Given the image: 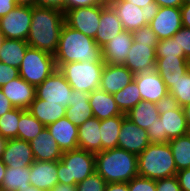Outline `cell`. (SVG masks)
Returning a JSON list of instances; mask_svg holds the SVG:
<instances>
[{
  "label": "cell",
  "instance_id": "cell-1",
  "mask_svg": "<svg viewBox=\"0 0 190 191\" xmlns=\"http://www.w3.org/2000/svg\"><path fill=\"white\" fill-rule=\"evenodd\" d=\"M65 23L64 12L46 7H32V22L26 39L29 47L54 55Z\"/></svg>",
  "mask_w": 190,
  "mask_h": 191
},
{
  "label": "cell",
  "instance_id": "cell-2",
  "mask_svg": "<svg viewBox=\"0 0 190 191\" xmlns=\"http://www.w3.org/2000/svg\"><path fill=\"white\" fill-rule=\"evenodd\" d=\"M54 59L57 69L69 62L105 63L102 48L95 40L64 23Z\"/></svg>",
  "mask_w": 190,
  "mask_h": 191
},
{
  "label": "cell",
  "instance_id": "cell-3",
  "mask_svg": "<svg viewBox=\"0 0 190 191\" xmlns=\"http://www.w3.org/2000/svg\"><path fill=\"white\" fill-rule=\"evenodd\" d=\"M95 169L106 183H127L138 176L137 155L113 148L95 154Z\"/></svg>",
  "mask_w": 190,
  "mask_h": 191
},
{
  "label": "cell",
  "instance_id": "cell-4",
  "mask_svg": "<svg viewBox=\"0 0 190 191\" xmlns=\"http://www.w3.org/2000/svg\"><path fill=\"white\" fill-rule=\"evenodd\" d=\"M138 175L153 180L176 175L177 168L169 143H150L137 155Z\"/></svg>",
  "mask_w": 190,
  "mask_h": 191
},
{
  "label": "cell",
  "instance_id": "cell-5",
  "mask_svg": "<svg viewBox=\"0 0 190 191\" xmlns=\"http://www.w3.org/2000/svg\"><path fill=\"white\" fill-rule=\"evenodd\" d=\"M95 171V154L80 148L63 152L57 161L58 183L77 185Z\"/></svg>",
  "mask_w": 190,
  "mask_h": 191
},
{
  "label": "cell",
  "instance_id": "cell-6",
  "mask_svg": "<svg viewBox=\"0 0 190 191\" xmlns=\"http://www.w3.org/2000/svg\"><path fill=\"white\" fill-rule=\"evenodd\" d=\"M108 4L121 20L124 30L129 32L148 25L159 10L153 0H111Z\"/></svg>",
  "mask_w": 190,
  "mask_h": 191
},
{
  "label": "cell",
  "instance_id": "cell-7",
  "mask_svg": "<svg viewBox=\"0 0 190 191\" xmlns=\"http://www.w3.org/2000/svg\"><path fill=\"white\" fill-rule=\"evenodd\" d=\"M105 63L69 62L58 70L64 75L73 90L91 93L99 89Z\"/></svg>",
  "mask_w": 190,
  "mask_h": 191
},
{
  "label": "cell",
  "instance_id": "cell-8",
  "mask_svg": "<svg viewBox=\"0 0 190 191\" xmlns=\"http://www.w3.org/2000/svg\"><path fill=\"white\" fill-rule=\"evenodd\" d=\"M56 70L54 55L28 47L19 67V76L36 87Z\"/></svg>",
  "mask_w": 190,
  "mask_h": 191
},
{
  "label": "cell",
  "instance_id": "cell-9",
  "mask_svg": "<svg viewBox=\"0 0 190 191\" xmlns=\"http://www.w3.org/2000/svg\"><path fill=\"white\" fill-rule=\"evenodd\" d=\"M107 4V2H104L101 5L66 10L64 12L65 23L94 39L100 25L101 11Z\"/></svg>",
  "mask_w": 190,
  "mask_h": 191
},
{
  "label": "cell",
  "instance_id": "cell-10",
  "mask_svg": "<svg viewBox=\"0 0 190 191\" xmlns=\"http://www.w3.org/2000/svg\"><path fill=\"white\" fill-rule=\"evenodd\" d=\"M32 22V7L17 5L7 15L0 18V31L5 39H27Z\"/></svg>",
  "mask_w": 190,
  "mask_h": 191
},
{
  "label": "cell",
  "instance_id": "cell-11",
  "mask_svg": "<svg viewBox=\"0 0 190 191\" xmlns=\"http://www.w3.org/2000/svg\"><path fill=\"white\" fill-rule=\"evenodd\" d=\"M73 89L68 84L64 75L57 69L41 84L36 86V98L61 104L64 107L70 106L71 93Z\"/></svg>",
  "mask_w": 190,
  "mask_h": 191
},
{
  "label": "cell",
  "instance_id": "cell-12",
  "mask_svg": "<svg viewBox=\"0 0 190 191\" xmlns=\"http://www.w3.org/2000/svg\"><path fill=\"white\" fill-rule=\"evenodd\" d=\"M141 99L163 105L170 102L169 92L156 70L143 72L134 76Z\"/></svg>",
  "mask_w": 190,
  "mask_h": 191
},
{
  "label": "cell",
  "instance_id": "cell-13",
  "mask_svg": "<svg viewBox=\"0 0 190 191\" xmlns=\"http://www.w3.org/2000/svg\"><path fill=\"white\" fill-rule=\"evenodd\" d=\"M162 134L171 140L190 133L184 109L171 102L161 105L160 116Z\"/></svg>",
  "mask_w": 190,
  "mask_h": 191
},
{
  "label": "cell",
  "instance_id": "cell-14",
  "mask_svg": "<svg viewBox=\"0 0 190 191\" xmlns=\"http://www.w3.org/2000/svg\"><path fill=\"white\" fill-rule=\"evenodd\" d=\"M149 144L147 130L138 127L126 116L119 132L118 148L139 155Z\"/></svg>",
  "mask_w": 190,
  "mask_h": 191
},
{
  "label": "cell",
  "instance_id": "cell-15",
  "mask_svg": "<svg viewBox=\"0 0 190 191\" xmlns=\"http://www.w3.org/2000/svg\"><path fill=\"white\" fill-rule=\"evenodd\" d=\"M148 25L156 33L158 40L169 39L182 28L181 9L159 7L156 16Z\"/></svg>",
  "mask_w": 190,
  "mask_h": 191
},
{
  "label": "cell",
  "instance_id": "cell-16",
  "mask_svg": "<svg viewBox=\"0 0 190 191\" xmlns=\"http://www.w3.org/2000/svg\"><path fill=\"white\" fill-rule=\"evenodd\" d=\"M156 47L133 42L124 65L134 74L155 70Z\"/></svg>",
  "mask_w": 190,
  "mask_h": 191
},
{
  "label": "cell",
  "instance_id": "cell-17",
  "mask_svg": "<svg viewBox=\"0 0 190 191\" xmlns=\"http://www.w3.org/2000/svg\"><path fill=\"white\" fill-rule=\"evenodd\" d=\"M134 76L125 65L105 63L99 88L109 94H114L131 83L134 80Z\"/></svg>",
  "mask_w": 190,
  "mask_h": 191
},
{
  "label": "cell",
  "instance_id": "cell-18",
  "mask_svg": "<svg viewBox=\"0 0 190 191\" xmlns=\"http://www.w3.org/2000/svg\"><path fill=\"white\" fill-rule=\"evenodd\" d=\"M1 159L13 168L27 167L35 161L30 143L18 138L7 140Z\"/></svg>",
  "mask_w": 190,
  "mask_h": 191
},
{
  "label": "cell",
  "instance_id": "cell-19",
  "mask_svg": "<svg viewBox=\"0 0 190 191\" xmlns=\"http://www.w3.org/2000/svg\"><path fill=\"white\" fill-rule=\"evenodd\" d=\"M6 98L15 108L27 110L35 99L36 87L29 84L20 76L1 87Z\"/></svg>",
  "mask_w": 190,
  "mask_h": 191
},
{
  "label": "cell",
  "instance_id": "cell-20",
  "mask_svg": "<svg viewBox=\"0 0 190 191\" xmlns=\"http://www.w3.org/2000/svg\"><path fill=\"white\" fill-rule=\"evenodd\" d=\"M132 44V32H120L102 47L103 61L107 64L124 65Z\"/></svg>",
  "mask_w": 190,
  "mask_h": 191
},
{
  "label": "cell",
  "instance_id": "cell-21",
  "mask_svg": "<svg viewBox=\"0 0 190 191\" xmlns=\"http://www.w3.org/2000/svg\"><path fill=\"white\" fill-rule=\"evenodd\" d=\"M62 152L78 149V127L64 116L46 126Z\"/></svg>",
  "mask_w": 190,
  "mask_h": 191
},
{
  "label": "cell",
  "instance_id": "cell-22",
  "mask_svg": "<svg viewBox=\"0 0 190 191\" xmlns=\"http://www.w3.org/2000/svg\"><path fill=\"white\" fill-rule=\"evenodd\" d=\"M29 180L34 187L43 191H50L58 184L57 161L35 160L30 165Z\"/></svg>",
  "mask_w": 190,
  "mask_h": 191
},
{
  "label": "cell",
  "instance_id": "cell-23",
  "mask_svg": "<svg viewBox=\"0 0 190 191\" xmlns=\"http://www.w3.org/2000/svg\"><path fill=\"white\" fill-rule=\"evenodd\" d=\"M35 160L38 161H60L62 150L59 148L57 141L52 138L47 127L29 141Z\"/></svg>",
  "mask_w": 190,
  "mask_h": 191
},
{
  "label": "cell",
  "instance_id": "cell-24",
  "mask_svg": "<svg viewBox=\"0 0 190 191\" xmlns=\"http://www.w3.org/2000/svg\"><path fill=\"white\" fill-rule=\"evenodd\" d=\"M99 23L100 25L94 40L101 48L120 32L124 31L121 20L109 4L102 9Z\"/></svg>",
  "mask_w": 190,
  "mask_h": 191
},
{
  "label": "cell",
  "instance_id": "cell-25",
  "mask_svg": "<svg viewBox=\"0 0 190 191\" xmlns=\"http://www.w3.org/2000/svg\"><path fill=\"white\" fill-rule=\"evenodd\" d=\"M155 70L163 79L167 89H170L174 85V82L188 72L186 58H156Z\"/></svg>",
  "mask_w": 190,
  "mask_h": 191
},
{
  "label": "cell",
  "instance_id": "cell-26",
  "mask_svg": "<svg viewBox=\"0 0 190 191\" xmlns=\"http://www.w3.org/2000/svg\"><path fill=\"white\" fill-rule=\"evenodd\" d=\"M89 103L93 116L99 120L126 115L118 108L113 94H109L100 88L89 93Z\"/></svg>",
  "mask_w": 190,
  "mask_h": 191
},
{
  "label": "cell",
  "instance_id": "cell-27",
  "mask_svg": "<svg viewBox=\"0 0 190 191\" xmlns=\"http://www.w3.org/2000/svg\"><path fill=\"white\" fill-rule=\"evenodd\" d=\"M99 127L100 120L94 116L78 127V147L80 149L94 154L102 151Z\"/></svg>",
  "mask_w": 190,
  "mask_h": 191
},
{
  "label": "cell",
  "instance_id": "cell-28",
  "mask_svg": "<svg viewBox=\"0 0 190 191\" xmlns=\"http://www.w3.org/2000/svg\"><path fill=\"white\" fill-rule=\"evenodd\" d=\"M70 100V106L66 108V116L77 127L93 117L89 103V93L73 90Z\"/></svg>",
  "mask_w": 190,
  "mask_h": 191
},
{
  "label": "cell",
  "instance_id": "cell-29",
  "mask_svg": "<svg viewBox=\"0 0 190 191\" xmlns=\"http://www.w3.org/2000/svg\"><path fill=\"white\" fill-rule=\"evenodd\" d=\"M27 110L44 126L54 123L66 116V107L36 97Z\"/></svg>",
  "mask_w": 190,
  "mask_h": 191
},
{
  "label": "cell",
  "instance_id": "cell-30",
  "mask_svg": "<svg viewBox=\"0 0 190 191\" xmlns=\"http://www.w3.org/2000/svg\"><path fill=\"white\" fill-rule=\"evenodd\" d=\"M161 105L141 100L134 106L126 116L138 127L147 130L148 126H152L160 116Z\"/></svg>",
  "mask_w": 190,
  "mask_h": 191
},
{
  "label": "cell",
  "instance_id": "cell-31",
  "mask_svg": "<svg viewBox=\"0 0 190 191\" xmlns=\"http://www.w3.org/2000/svg\"><path fill=\"white\" fill-rule=\"evenodd\" d=\"M126 115L100 120V137L102 151L118 147V137L122 125V120Z\"/></svg>",
  "mask_w": 190,
  "mask_h": 191
},
{
  "label": "cell",
  "instance_id": "cell-32",
  "mask_svg": "<svg viewBox=\"0 0 190 191\" xmlns=\"http://www.w3.org/2000/svg\"><path fill=\"white\" fill-rule=\"evenodd\" d=\"M28 47L25 40L5 39L0 52V62L19 69Z\"/></svg>",
  "mask_w": 190,
  "mask_h": 191
},
{
  "label": "cell",
  "instance_id": "cell-33",
  "mask_svg": "<svg viewBox=\"0 0 190 191\" xmlns=\"http://www.w3.org/2000/svg\"><path fill=\"white\" fill-rule=\"evenodd\" d=\"M30 166L27 167H6V172L0 189L6 191H18L24 187H29Z\"/></svg>",
  "mask_w": 190,
  "mask_h": 191
},
{
  "label": "cell",
  "instance_id": "cell-34",
  "mask_svg": "<svg viewBox=\"0 0 190 191\" xmlns=\"http://www.w3.org/2000/svg\"><path fill=\"white\" fill-rule=\"evenodd\" d=\"M177 172L190 168V133L169 140Z\"/></svg>",
  "mask_w": 190,
  "mask_h": 191
},
{
  "label": "cell",
  "instance_id": "cell-35",
  "mask_svg": "<svg viewBox=\"0 0 190 191\" xmlns=\"http://www.w3.org/2000/svg\"><path fill=\"white\" fill-rule=\"evenodd\" d=\"M44 126L28 110L20 108V120L18 123L17 138L31 141L44 129Z\"/></svg>",
  "mask_w": 190,
  "mask_h": 191
},
{
  "label": "cell",
  "instance_id": "cell-36",
  "mask_svg": "<svg viewBox=\"0 0 190 191\" xmlns=\"http://www.w3.org/2000/svg\"><path fill=\"white\" fill-rule=\"evenodd\" d=\"M113 98L120 111L124 114L129 112L142 100L139 88L134 80L119 92L114 93Z\"/></svg>",
  "mask_w": 190,
  "mask_h": 191
},
{
  "label": "cell",
  "instance_id": "cell-37",
  "mask_svg": "<svg viewBox=\"0 0 190 191\" xmlns=\"http://www.w3.org/2000/svg\"><path fill=\"white\" fill-rule=\"evenodd\" d=\"M170 102L182 108L190 104V72L188 71L168 89Z\"/></svg>",
  "mask_w": 190,
  "mask_h": 191
},
{
  "label": "cell",
  "instance_id": "cell-38",
  "mask_svg": "<svg viewBox=\"0 0 190 191\" xmlns=\"http://www.w3.org/2000/svg\"><path fill=\"white\" fill-rule=\"evenodd\" d=\"M20 108H14L0 117V135L4 138H17Z\"/></svg>",
  "mask_w": 190,
  "mask_h": 191
},
{
  "label": "cell",
  "instance_id": "cell-39",
  "mask_svg": "<svg viewBox=\"0 0 190 191\" xmlns=\"http://www.w3.org/2000/svg\"><path fill=\"white\" fill-rule=\"evenodd\" d=\"M167 57H185L184 51L180 50L177 41L173 37L158 40V44L156 46V58Z\"/></svg>",
  "mask_w": 190,
  "mask_h": 191
},
{
  "label": "cell",
  "instance_id": "cell-40",
  "mask_svg": "<svg viewBox=\"0 0 190 191\" xmlns=\"http://www.w3.org/2000/svg\"><path fill=\"white\" fill-rule=\"evenodd\" d=\"M105 179L96 171L76 185V191H105Z\"/></svg>",
  "mask_w": 190,
  "mask_h": 191
},
{
  "label": "cell",
  "instance_id": "cell-41",
  "mask_svg": "<svg viewBox=\"0 0 190 191\" xmlns=\"http://www.w3.org/2000/svg\"><path fill=\"white\" fill-rule=\"evenodd\" d=\"M133 42L149 44V47H156L158 44V38L156 33L151 29L149 25L138 28L132 32Z\"/></svg>",
  "mask_w": 190,
  "mask_h": 191
},
{
  "label": "cell",
  "instance_id": "cell-42",
  "mask_svg": "<svg viewBox=\"0 0 190 191\" xmlns=\"http://www.w3.org/2000/svg\"><path fill=\"white\" fill-rule=\"evenodd\" d=\"M128 183L129 191H157L156 180L142 176L132 178Z\"/></svg>",
  "mask_w": 190,
  "mask_h": 191
},
{
  "label": "cell",
  "instance_id": "cell-43",
  "mask_svg": "<svg viewBox=\"0 0 190 191\" xmlns=\"http://www.w3.org/2000/svg\"><path fill=\"white\" fill-rule=\"evenodd\" d=\"M172 37L177 41L180 50L184 51L185 58L190 56V28L182 26Z\"/></svg>",
  "mask_w": 190,
  "mask_h": 191
},
{
  "label": "cell",
  "instance_id": "cell-44",
  "mask_svg": "<svg viewBox=\"0 0 190 191\" xmlns=\"http://www.w3.org/2000/svg\"><path fill=\"white\" fill-rule=\"evenodd\" d=\"M147 133L150 143H168L170 140L167 137V134H162L160 118L155 120V123L152 126H148Z\"/></svg>",
  "mask_w": 190,
  "mask_h": 191
},
{
  "label": "cell",
  "instance_id": "cell-45",
  "mask_svg": "<svg viewBox=\"0 0 190 191\" xmlns=\"http://www.w3.org/2000/svg\"><path fill=\"white\" fill-rule=\"evenodd\" d=\"M19 77V69L0 62V88Z\"/></svg>",
  "mask_w": 190,
  "mask_h": 191
},
{
  "label": "cell",
  "instance_id": "cell-46",
  "mask_svg": "<svg viewBox=\"0 0 190 191\" xmlns=\"http://www.w3.org/2000/svg\"><path fill=\"white\" fill-rule=\"evenodd\" d=\"M157 191H181L176 175L156 180Z\"/></svg>",
  "mask_w": 190,
  "mask_h": 191
},
{
  "label": "cell",
  "instance_id": "cell-47",
  "mask_svg": "<svg viewBox=\"0 0 190 191\" xmlns=\"http://www.w3.org/2000/svg\"><path fill=\"white\" fill-rule=\"evenodd\" d=\"M35 6L66 11V0H35Z\"/></svg>",
  "mask_w": 190,
  "mask_h": 191
},
{
  "label": "cell",
  "instance_id": "cell-48",
  "mask_svg": "<svg viewBox=\"0 0 190 191\" xmlns=\"http://www.w3.org/2000/svg\"><path fill=\"white\" fill-rule=\"evenodd\" d=\"M103 0H66V10L103 4Z\"/></svg>",
  "mask_w": 190,
  "mask_h": 191
},
{
  "label": "cell",
  "instance_id": "cell-49",
  "mask_svg": "<svg viewBox=\"0 0 190 191\" xmlns=\"http://www.w3.org/2000/svg\"><path fill=\"white\" fill-rule=\"evenodd\" d=\"M181 191H190V168L180 170L176 173Z\"/></svg>",
  "mask_w": 190,
  "mask_h": 191
},
{
  "label": "cell",
  "instance_id": "cell-50",
  "mask_svg": "<svg viewBox=\"0 0 190 191\" xmlns=\"http://www.w3.org/2000/svg\"><path fill=\"white\" fill-rule=\"evenodd\" d=\"M17 7L15 0H0V18L7 15L11 10Z\"/></svg>",
  "mask_w": 190,
  "mask_h": 191
},
{
  "label": "cell",
  "instance_id": "cell-51",
  "mask_svg": "<svg viewBox=\"0 0 190 191\" xmlns=\"http://www.w3.org/2000/svg\"><path fill=\"white\" fill-rule=\"evenodd\" d=\"M14 108L0 88V117Z\"/></svg>",
  "mask_w": 190,
  "mask_h": 191
},
{
  "label": "cell",
  "instance_id": "cell-52",
  "mask_svg": "<svg viewBox=\"0 0 190 191\" xmlns=\"http://www.w3.org/2000/svg\"><path fill=\"white\" fill-rule=\"evenodd\" d=\"M182 26L190 28V3L183 4L181 7Z\"/></svg>",
  "mask_w": 190,
  "mask_h": 191
},
{
  "label": "cell",
  "instance_id": "cell-53",
  "mask_svg": "<svg viewBox=\"0 0 190 191\" xmlns=\"http://www.w3.org/2000/svg\"><path fill=\"white\" fill-rule=\"evenodd\" d=\"M159 7H177L183 5V0H153Z\"/></svg>",
  "mask_w": 190,
  "mask_h": 191
},
{
  "label": "cell",
  "instance_id": "cell-54",
  "mask_svg": "<svg viewBox=\"0 0 190 191\" xmlns=\"http://www.w3.org/2000/svg\"><path fill=\"white\" fill-rule=\"evenodd\" d=\"M105 191H129L128 183H107Z\"/></svg>",
  "mask_w": 190,
  "mask_h": 191
},
{
  "label": "cell",
  "instance_id": "cell-55",
  "mask_svg": "<svg viewBox=\"0 0 190 191\" xmlns=\"http://www.w3.org/2000/svg\"><path fill=\"white\" fill-rule=\"evenodd\" d=\"M50 191H76V185L58 183Z\"/></svg>",
  "mask_w": 190,
  "mask_h": 191
},
{
  "label": "cell",
  "instance_id": "cell-56",
  "mask_svg": "<svg viewBox=\"0 0 190 191\" xmlns=\"http://www.w3.org/2000/svg\"><path fill=\"white\" fill-rule=\"evenodd\" d=\"M6 167H7L6 164L0 158V187L2 185V181L6 172Z\"/></svg>",
  "mask_w": 190,
  "mask_h": 191
},
{
  "label": "cell",
  "instance_id": "cell-57",
  "mask_svg": "<svg viewBox=\"0 0 190 191\" xmlns=\"http://www.w3.org/2000/svg\"><path fill=\"white\" fill-rule=\"evenodd\" d=\"M17 5H22V6H35V0H15Z\"/></svg>",
  "mask_w": 190,
  "mask_h": 191
},
{
  "label": "cell",
  "instance_id": "cell-58",
  "mask_svg": "<svg viewBox=\"0 0 190 191\" xmlns=\"http://www.w3.org/2000/svg\"><path fill=\"white\" fill-rule=\"evenodd\" d=\"M6 143H7V139L4 138L2 135H0V158L2 157Z\"/></svg>",
  "mask_w": 190,
  "mask_h": 191
},
{
  "label": "cell",
  "instance_id": "cell-59",
  "mask_svg": "<svg viewBox=\"0 0 190 191\" xmlns=\"http://www.w3.org/2000/svg\"><path fill=\"white\" fill-rule=\"evenodd\" d=\"M185 116L187 118L188 126L190 127V104L185 106L184 108Z\"/></svg>",
  "mask_w": 190,
  "mask_h": 191
},
{
  "label": "cell",
  "instance_id": "cell-60",
  "mask_svg": "<svg viewBox=\"0 0 190 191\" xmlns=\"http://www.w3.org/2000/svg\"><path fill=\"white\" fill-rule=\"evenodd\" d=\"M18 191H43V190H40L34 187L33 185H30L29 187H24L23 189H19Z\"/></svg>",
  "mask_w": 190,
  "mask_h": 191
},
{
  "label": "cell",
  "instance_id": "cell-61",
  "mask_svg": "<svg viewBox=\"0 0 190 191\" xmlns=\"http://www.w3.org/2000/svg\"><path fill=\"white\" fill-rule=\"evenodd\" d=\"M4 40H5V37H4V35L1 33V31H0V52H1V50H2V45H3Z\"/></svg>",
  "mask_w": 190,
  "mask_h": 191
},
{
  "label": "cell",
  "instance_id": "cell-62",
  "mask_svg": "<svg viewBox=\"0 0 190 191\" xmlns=\"http://www.w3.org/2000/svg\"><path fill=\"white\" fill-rule=\"evenodd\" d=\"M186 62H187L188 71L190 72V56H188V57L186 58Z\"/></svg>",
  "mask_w": 190,
  "mask_h": 191
},
{
  "label": "cell",
  "instance_id": "cell-63",
  "mask_svg": "<svg viewBox=\"0 0 190 191\" xmlns=\"http://www.w3.org/2000/svg\"><path fill=\"white\" fill-rule=\"evenodd\" d=\"M190 0H183V4H189Z\"/></svg>",
  "mask_w": 190,
  "mask_h": 191
}]
</instances>
